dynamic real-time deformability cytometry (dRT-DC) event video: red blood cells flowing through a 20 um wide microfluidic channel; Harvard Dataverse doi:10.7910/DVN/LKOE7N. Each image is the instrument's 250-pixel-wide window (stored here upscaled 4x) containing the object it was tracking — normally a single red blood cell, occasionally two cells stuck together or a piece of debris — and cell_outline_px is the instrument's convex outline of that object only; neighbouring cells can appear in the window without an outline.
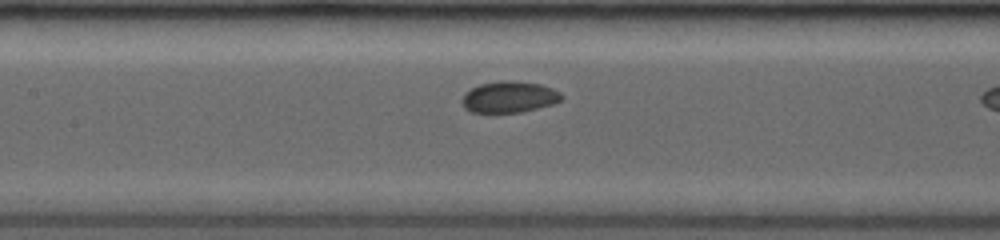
{"species": "common noctule bat (a hibernating species)", "species_latin": "Nyctalus noctula", "temperature_condition": "room temperature", "stored_images_in_passage": 6, "camera_frame_rate_fps": 3500, "um_per_image_px": 0.085, "animal": {"sex": "female", "body_mass_g": 19.0, "forearm_length_mm": 53.3}, "frame": {"image": 1, "passage_image": 5, "time_ms": 3.143, "image_size_px": [1000, 240], "cell_outline_px": [[564, 96], [560, 100], [552, 104], [520, 112], [472, 112], [464, 108], [460, 100], [464, 92], [480, 84], [504, 80], [512, 80], [540, 84], [552, 88], [560, 92]], "centroid_in_image_um": [43.25, 8.23], "position_along_channel_um": 164.2, "area_um2": 18.15}}